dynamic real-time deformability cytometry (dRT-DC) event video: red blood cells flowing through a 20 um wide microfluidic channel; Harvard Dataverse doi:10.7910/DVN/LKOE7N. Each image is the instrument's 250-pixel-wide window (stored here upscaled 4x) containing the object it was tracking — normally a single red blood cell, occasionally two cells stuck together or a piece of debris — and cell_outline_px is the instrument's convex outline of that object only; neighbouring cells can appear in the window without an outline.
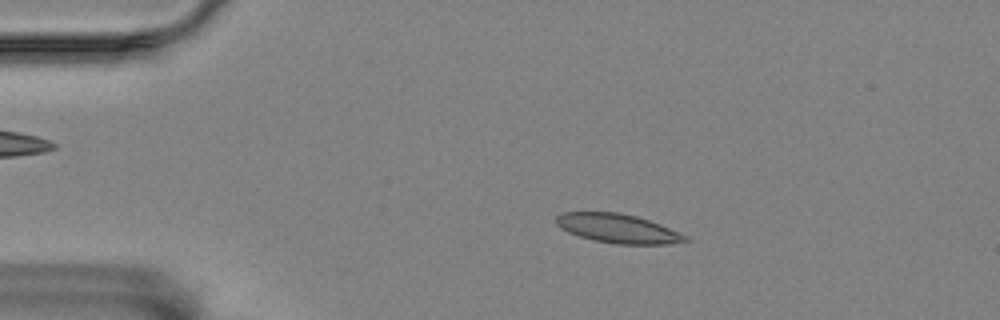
{"species": "Egyptian fruit bat (a non-hibernating species)", "species_latin": "Rousettus aegyptiacus", "temperature_condition": "room temperature", "stored_images_in_passage": 48, "camera_frame_rate_fps": 3000, "um_per_image_px": 0.085, "animal": {"sex": "female"}, "frame": {"image": 1, "passage_image": 1, "time_ms": 0.0, "image_size_px": [1000, 320], "cell_outline_px": [[688, 240], [668, 244], [616, 244], [592, 240], [568, 232], [560, 228], [556, 224], [556, 216], [560, 212], [620, 212], [636, 216], [660, 224], [688, 236]], "centroid_in_image_um": [52.48, 19.41], "position_along_channel_um": 32.5, "area_um2": 21.85}}
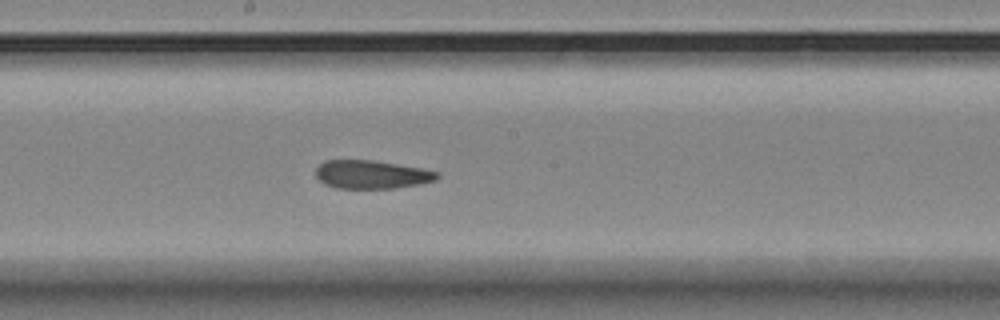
{"frame": {"image": 2, "passage_image": 21, "time_ms": 6.667, "image_size_px": [1000, 320], "cell_outline_px": [[440, 176], [436, 180], [420, 184], [396, 188], [336, 188], [324, 184], [316, 176], [316, 168], [324, 160], [372, 160], [420, 168], [440, 172]], "centroid_in_image_um": [31.59, 14.83], "position_along_channel_um": 216.6, "area_um2": 20.06}}
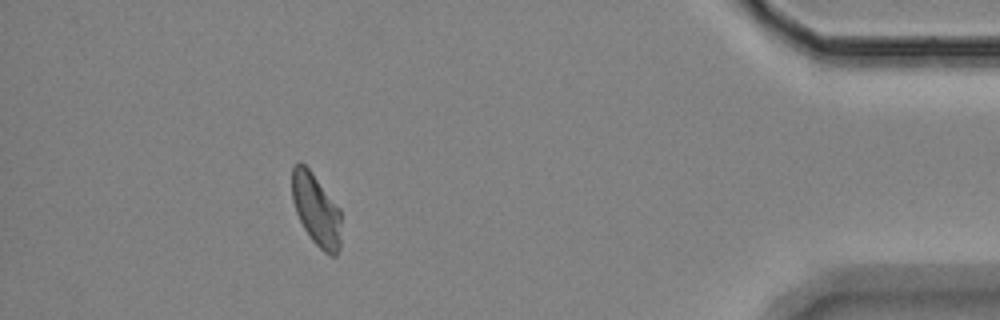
{"frame": {"image": 3, "passage_image": 42, "time_ms": 13.667, "image_size_px": [1000, 320], "cell_outline_px": [[340, 248], [336, 256], [328, 256], [312, 240], [304, 228], [296, 212], [292, 200], [292, 168], [300, 160], [308, 168], [340, 208]], "centroid_in_image_um": [26.87, 17.84], "position_along_channel_um": 408.3, "area_um2": 20.52}, "authors_computed_cell_mechanics": {"area_um2": 21.097, "velocity_mm_per_s": 3.4418, "shape_relaxation_time_tau1_ms": null, "shape_relaxation_time_tau2_ms": 2.1824, "deformation_change_tau1": null, "deformation_change_tau2": 0.0828}}